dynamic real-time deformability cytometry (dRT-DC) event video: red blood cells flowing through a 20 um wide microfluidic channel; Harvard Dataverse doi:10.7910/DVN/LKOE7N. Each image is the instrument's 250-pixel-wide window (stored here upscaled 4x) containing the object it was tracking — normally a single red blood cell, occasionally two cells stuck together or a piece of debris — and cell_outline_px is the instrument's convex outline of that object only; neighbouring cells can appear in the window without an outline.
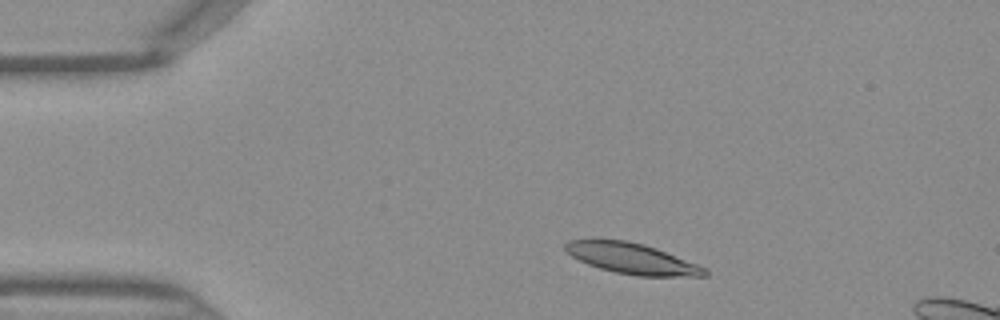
{"species": "Egyptian fruit bat (a non-hibernating species)", "species_latin": "Rousettus aegyptiacus", "temperature_condition": "warm", "stored_images_in_passage": 37, "camera_frame_rate_fps": 3000, "um_per_image_px": 0.085, "frame": {"image": 1, "passage_image": 2, "time_ms": 0.333, "image_size_px": [1000, 320], "cell_outline_px": [[708, 276], [636, 276], [616, 272], [600, 268], [588, 264], [572, 256], [564, 248], [564, 244], [568, 240], [628, 240], [644, 244], [656, 248], [708, 268]], "centroid_in_image_um": [53.76, 21.98], "position_along_channel_um": 31.2, "area_um2": 24.8}}
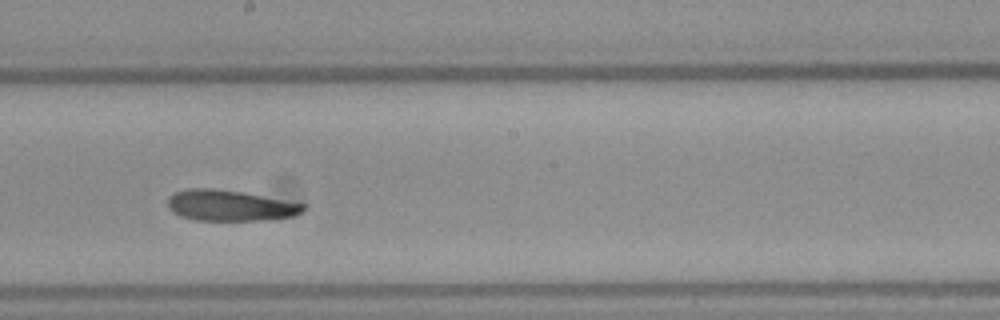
{"frame": {"image": 2, "passage_image": 19, "time_ms": 6.0, "image_size_px": [1000, 320], "cell_outline_px": [[304, 208], [300, 212], [292, 216], [268, 220], [196, 220], [180, 216], [172, 212], [168, 208], [168, 196], [176, 192], [188, 188], [212, 188], [244, 192], [304, 204]], "centroid_in_image_um": [19.49, 17.46], "position_along_channel_um": 228.7, "area_um2": 24.28}}
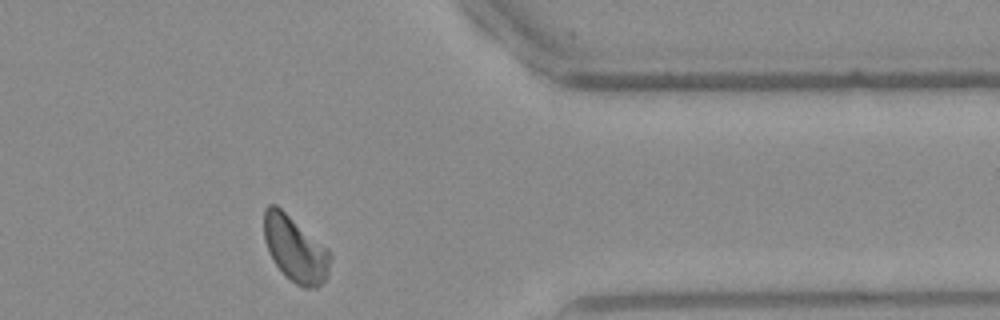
{"frame": {"image": 3, "passage_image": 31, "time_ms": 10.0, "image_size_px": [1000, 320], "cell_outline_px": [[332, 256], [328, 276], [316, 288], [304, 288], [296, 284], [272, 260], [268, 252], [264, 240], [264, 208], [268, 204], [276, 204], [328, 248]], "centroid_in_image_um": [25.1, 21.14], "position_along_channel_um": 386.3, "area_um2": 25.37}}